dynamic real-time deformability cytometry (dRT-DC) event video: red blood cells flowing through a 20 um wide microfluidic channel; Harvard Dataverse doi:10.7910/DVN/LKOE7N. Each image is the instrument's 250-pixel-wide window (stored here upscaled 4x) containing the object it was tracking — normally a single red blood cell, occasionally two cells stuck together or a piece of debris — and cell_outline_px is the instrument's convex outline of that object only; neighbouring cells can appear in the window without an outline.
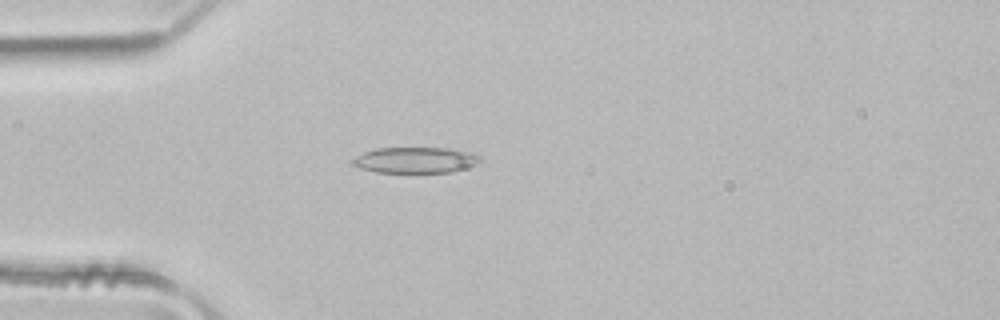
{"species": "common noctule bat (a hibernating species)", "species_latin": "Nyctalus noctula", "temperature_condition": "room temperature", "stored_images_in_passage": 1, "camera_frame_rate_fps": 3000, "um_per_image_px": 0.085, "animal": {"sex": "male", "body_mass_g": 21.5, "forearm_length_mm": 52.0}, "frame": {"image": 1, "passage_image": 1, "time_ms": 0.0, "image_size_px": [1000, 320], "cell_outline_px": [[480, 160], [472, 164], [448, 172], [376, 172], [360, 168], [352, 164], [352, 160], [356, 156], [364, 152], [376, 148], [444, 148], [476, 152], [480, 156]], "centroid_in_image_um": [35.26, 13.59], "position_along_channel_um": 49.7, "area_um2": 18.9}}